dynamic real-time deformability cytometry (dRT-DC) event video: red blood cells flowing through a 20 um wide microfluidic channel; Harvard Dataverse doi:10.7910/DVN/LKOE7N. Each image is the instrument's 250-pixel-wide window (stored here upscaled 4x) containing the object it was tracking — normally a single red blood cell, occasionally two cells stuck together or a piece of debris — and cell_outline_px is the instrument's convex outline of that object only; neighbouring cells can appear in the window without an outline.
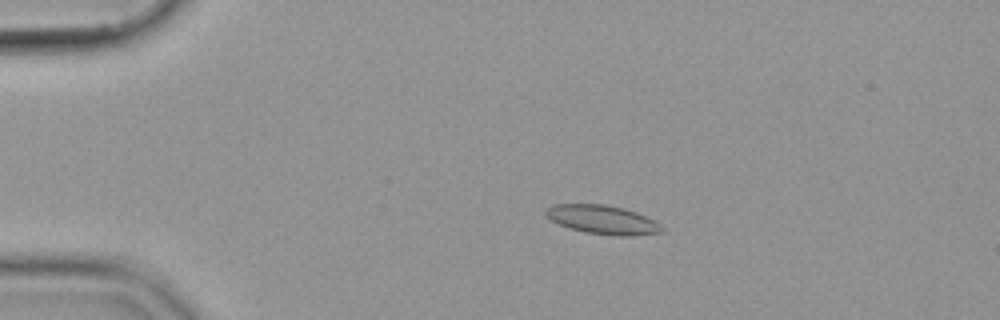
{"species": "common noctule bat (a hibernating species)", "species_latin": "Nyctalus noctula", "temperature_condition": "cold", "stored_images_in_passage": 55, "camera_frame_rate_fps": 3000, "um_per_image_px": 0.085, "animal": {"sex": "female", "body_mass_g": 19.9}, "frame": {"image": 1, "passage_image": 12, "time_ms": 3.667, "image_size_px": [1000, 320], "cell_outline_px": [[664, 228], [660, 232], [620, 236], [584, 232], [560, 224], [552, 220], [544, 212], [548, 208], [556, 204], [604, 204], [624, 208], [636, 212], [656, 220]], "centroid_in_image_um": [51.25, 18.66], "position_along_channel_um": 33.8, "area_um2": 19.13}}
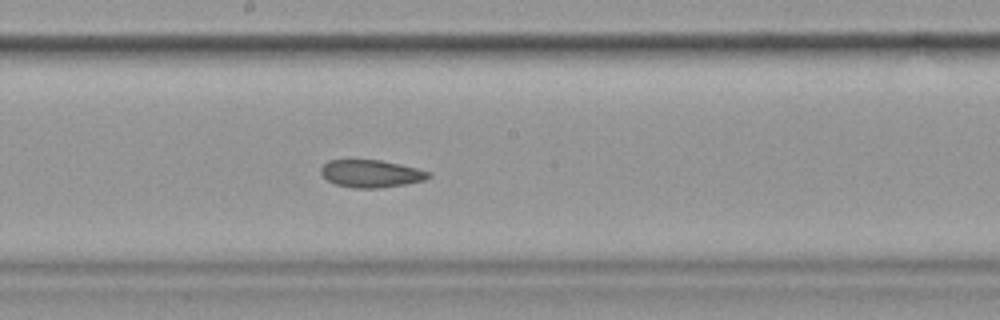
{"frame": {"image": 2, "passage_image": 31, "time_ms": 10.0, "image_size_px": [1000, 320], "cell_outline_px": [[432, 176], [424, 180], [404, 184], [380, 188], [356, 188], [336, 184], [328, 180], [320, 172], [320, 168], [328, 160], [380, 160], [400, 164], [432, 172]], "centroid_in_image_um": [31.56, 14.75], "position_along_channel_um": 216.6, "area_um2": 17.17}}
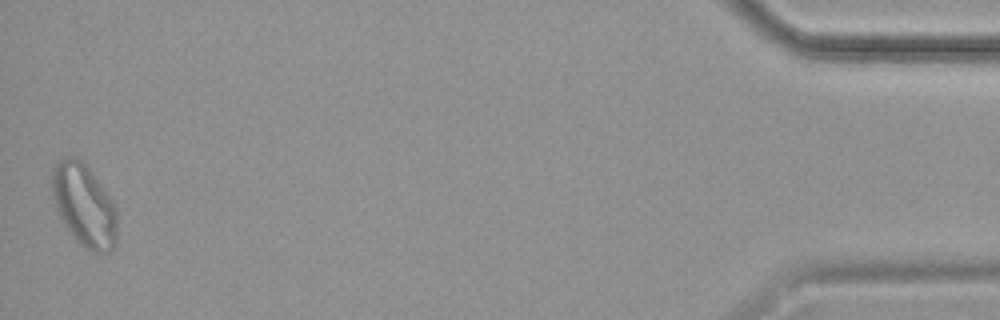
{"frame": {"image": 3, "passage_image": 55, "time_ms": 18.0, "image_size_px": [1000, 320], "cell_outline_px": [[116, 244], [112, 252], [100, 256], [84, 248], [72, 236], [64, 224], [56, 208], [52, 196], [52, 168], [60, 160], [68, 156], [72, 156], [80, 160], [88, 168], [104, 188], [112, 200], [116, 208]], "centroid_in_image_um": [7.17, 17.52], "position_along_channel_um": 428.0, "area_um2": 31.5}}